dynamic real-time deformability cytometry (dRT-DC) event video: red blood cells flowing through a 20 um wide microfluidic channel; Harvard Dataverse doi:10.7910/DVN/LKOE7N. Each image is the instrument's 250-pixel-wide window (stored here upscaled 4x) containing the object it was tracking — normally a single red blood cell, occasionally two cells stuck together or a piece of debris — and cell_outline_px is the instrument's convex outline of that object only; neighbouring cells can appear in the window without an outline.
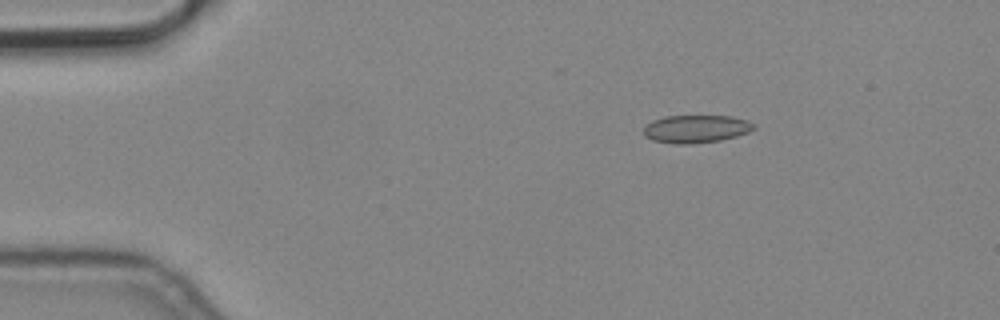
{"species": "common noctule bat (a hibernating species)", "species_latin": "Nyctalus noctula", "temperature_condition": "cold", "stored_images_in_passage": 5, "camera_frame_rate_fps": 3000, "um_per_image_px": 0.085, "animal": {"sex": "male", "body_mass_g": 19.2, "forearm_length_mm": 51.8}, "frame": {"image": 1, "passage_image": 3, "time_ms": 0.667, "image_size_px": [1000, 320], "cell_outline_px": [[756, 128], [748, 132], [736, 136], [720, 140], [688, 144], [676, 144], [652, 140], [644, 136], [644, 128], [652, 120], [664, 116], [732, 116], [748, 120], [756, 124]], "centroid_in_image_um": [59.18, 10.95], "position_along_channel_um": 25.8, "area_um2": 17.92}}